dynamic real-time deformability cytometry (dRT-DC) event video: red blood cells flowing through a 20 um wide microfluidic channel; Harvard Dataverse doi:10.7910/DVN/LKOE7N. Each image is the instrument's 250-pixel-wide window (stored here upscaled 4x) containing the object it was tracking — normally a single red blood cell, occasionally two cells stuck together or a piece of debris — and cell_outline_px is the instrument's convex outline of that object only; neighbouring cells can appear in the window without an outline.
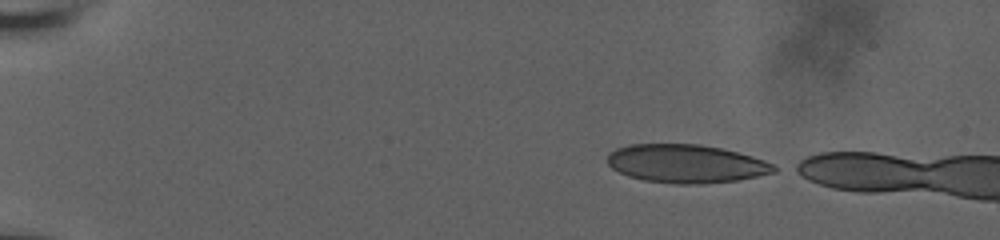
{"species": "human", "species_latin": "Homo sapiens", "temperature_condition": "room temperature", "stored_images_in_passage": 9, "camera_frame_rate_fps": 3000, "um_per_image_px": 0.085, "donor": {"sex": "male"}, "frame": {"image": 1, "passage_image": 1, "time_ms": 0.0, "image_size_px": [1000, 240], "cell_outline_px": [[780, 168], [776, 172], [736, 180], [704, 184], [676, 184], [644, 180], [628, 176], [612, 168], [608, 164], [608, 152], [616, 148], [628, 144], [700, 144], [720, 148], [752, 156], [764, 160]], "centroid_in_image_um": [58.31, 13.91], "position_along_channel_um": 26.7, "area_um2": 37.28}}